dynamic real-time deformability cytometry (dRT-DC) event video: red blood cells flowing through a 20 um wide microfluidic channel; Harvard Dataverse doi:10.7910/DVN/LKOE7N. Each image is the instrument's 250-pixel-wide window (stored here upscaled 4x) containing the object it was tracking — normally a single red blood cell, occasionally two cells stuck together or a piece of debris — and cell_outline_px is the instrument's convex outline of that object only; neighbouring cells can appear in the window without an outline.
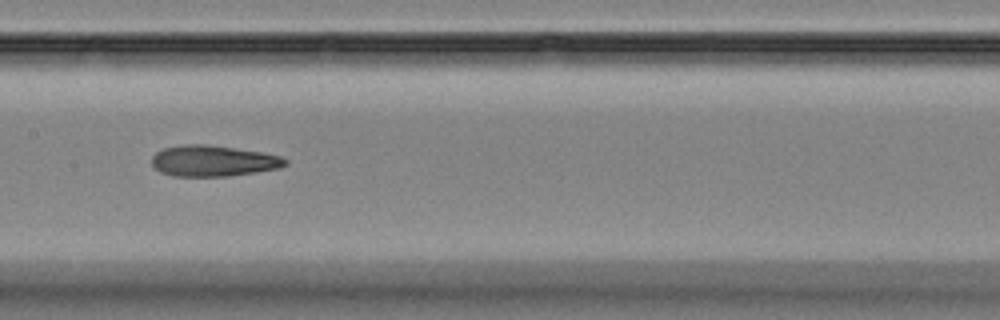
{"species": "Egyptian fruit bat (a non-hibernating species)", "species_latin": "Rousettus aegyptiacus", "temperature_condition": "room temperature", "stored_images_in_passage": 9, "camera_frame_rate_fps": 3000, "um_per_image_px": 0.085, "animal": {"sex": "female"}, "frame": {"image": 1, "passage_image": 8, "time_ms": 9.0, "image_size_px": [1000, 320], "cell_outline_px": [[288, 164], [280, 168], [256, 172], [228, 176], [172, 176], [160, 172], [152, 164], [152, 156], [156, 152], [164, 148], [184, 144], [204, 144], [260, 152], [280, 156], [288, 160]], "centroid_in_image_um": [18.12, 13.68], "position_along_channel_um": 189.3, "area_um2": 23.99}}
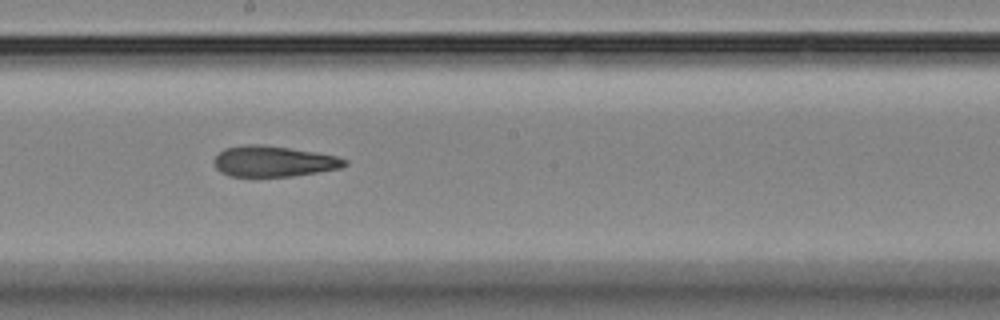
{"frame": {"image": 2, "passage_image": 9, "time_ms": 10.0, "image_size_px": [1000, 320], "cell_outline_px": [[348, 164], [340, 168], [292, 176], [228, 176], [220, 172], [216, 168], [216, 156], [224, 148], [244, 144], [260, 144], [288, 148], [336, 156], [348, 160]], "centroid_in_image_um": [23.24, 13.71], "position_along_channel_um": 225.0, "area_um2": 23.12}}